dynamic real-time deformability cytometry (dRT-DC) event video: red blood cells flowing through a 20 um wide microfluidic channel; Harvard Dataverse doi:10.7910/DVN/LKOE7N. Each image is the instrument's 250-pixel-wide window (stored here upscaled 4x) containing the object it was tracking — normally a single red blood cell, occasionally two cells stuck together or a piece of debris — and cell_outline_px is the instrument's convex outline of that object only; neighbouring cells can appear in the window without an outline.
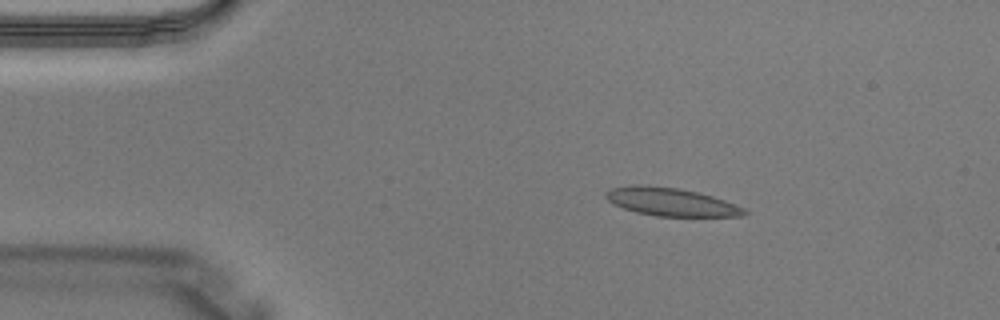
{"species": "Egyptian fruit bat (a non-hibernating species)", "species_latin": "Rousettus aegyptiacus", "temperature_condition": "warm", "stored_images_in_passage": 2, "camera_frame_rate_fps": 3000, "um_per_image_px": 0.085, "animal": {"sex": "male"}, "frame": {"image": 1, "passage_image": 1, "time_ms": 0.0, "image_size_px": [1000, 320], "cell_outline_px": [[748, 212], [744, 216], [656, 216], [636, 212], [612, 204], [604, 196], [604, 192], [612, 188], [632, 184], [640, 184], [680, 188], [700, 192], [724, 200], [744, 208]], "centroid_in_image_um": [57.0, 17.15], "position_along_channel_um": 28.0, "area_um2": 22.83}}